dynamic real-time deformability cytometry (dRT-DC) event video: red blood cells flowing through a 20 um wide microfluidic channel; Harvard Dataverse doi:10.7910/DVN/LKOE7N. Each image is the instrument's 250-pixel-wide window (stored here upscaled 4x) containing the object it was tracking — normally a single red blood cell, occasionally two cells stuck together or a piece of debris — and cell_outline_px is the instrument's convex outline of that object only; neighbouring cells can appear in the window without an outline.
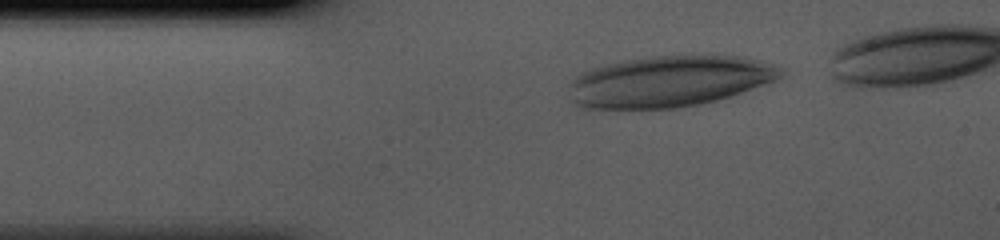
{"species": "human", "species_latin": "Homo sapiens", "temperature_condition": "cold", "stored_images_in_passage": 34, "camera_frame_rate_fps": 3000, "um_per_image_px": 0.085, "donor": {"sex": "male"}, "frame": {"image": 1, "passage_image": 2, "time_ms": 0.333, "image_size_px": [1000, 240], "cell_outline_px": [[784, 72], [776, 80], [716, 100], [700, 104], [676, 108], [640, 112], [576, 108], [568, 100], [568, 84], [576, 76], [592, 68], [604, 64], [624, 60], [648, 56], [692, 52], [708, 52], [744, 56], [760, 60], [772, 64], [780, 68]], "centroid_in_image_um": [56.78, 6.92], "position_along_channel_um": 28.2, "area_um2": 66.24}}
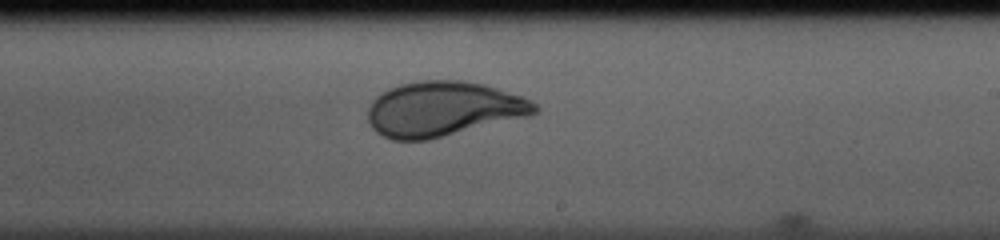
{"frame": {"image": 2, "passage_image": 20, "time_ms": 6.333, "image_size_px": [1000, 240], "cell_outline_px": [[540, 108], [536, 112], [528, 116], [428, 140], [392, 140], [376, 132], [372, 128], [368, 120], [368, 108], [372, 100], [376, 96], [388, 88], [400, 84], [420, 80], [464, 80], [484, 84], [524, 96], [532, 100]], "centroid_in_image_um": [37.67, 9.25], "position_along_channel_um": 251.3, "area_um2": 53.64}}
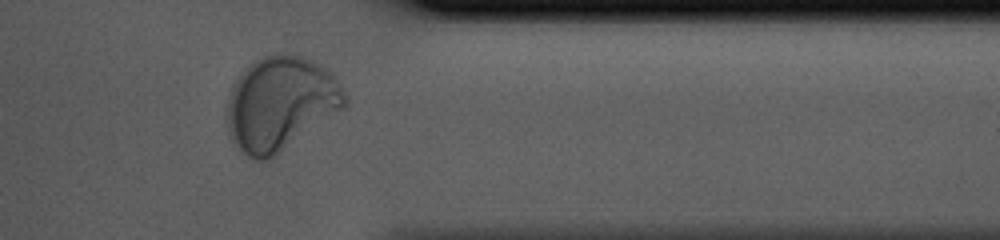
{"frame": {"image": 3, "passage_image": 30, "time_ms": 9.667, "image_size_px": [1000, 240], "cell_outline_px": [[348, 108], [276, 156], [268, 160], [256, 160], [248, 156], [232, 144], [228, 136], [228, 96], [232, 84], [244, 68], [256, 60], [264, 56], [276, 52], [288, 52], [312, 60], [332, 72], [344, 88], [348, 96]], "centroid_in_image_um": [23.9, 8.8], "position_along_channel_um": 387.5, "area_um2": 66.07}}